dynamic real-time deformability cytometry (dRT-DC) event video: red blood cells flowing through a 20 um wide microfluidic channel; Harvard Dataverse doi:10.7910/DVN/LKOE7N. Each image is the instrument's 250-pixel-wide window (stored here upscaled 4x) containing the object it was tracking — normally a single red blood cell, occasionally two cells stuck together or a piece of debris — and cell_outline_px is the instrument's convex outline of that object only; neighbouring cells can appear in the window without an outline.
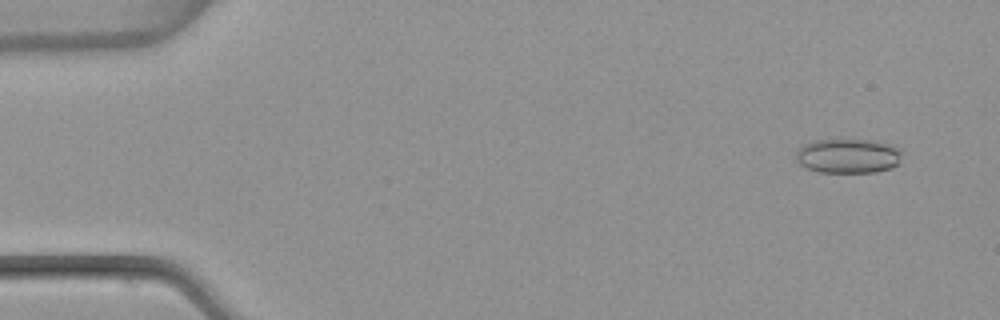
{"species": "common noctule bat (a hibernating species)", "species_latin": "Nyctalus noctula", "temperature_condition": "warm", "stored_images_in_passage": 54, "camera_frame_rate_fps": 3000, "um_per_image_px": 0.085, "animal": {"sex": "female", "body_mass_g": 22.7, "forearm_length_mm": 54.2}, "frame": {"image": 1, "passage_image": 4, "time_ms": 1.0, "image_size_px": [1000, 320], "cell_outline_px": [[900, 156], [896, 164], [892, 168], [876, 172], [820, 172], [804, 168], [796, 160], [796, 152], [804, 144], [816, 140], [876, 140], [896, 144], [900, 148]], "centroid_in_image_um": [72.1, 13.25], "position_along_channel_um": 12.9, "area_um2": 21.5}}
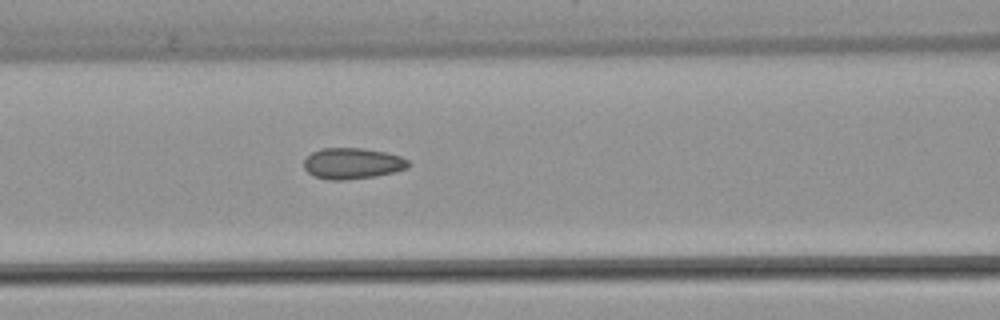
{"frame": {"image": 2, "passage_image": 23, "time_ms": 7.333, "image_size_px": [1000, 320], "cell_outline_px": [[412, 164], [408, 168], [376, 176], [344, 180], [328, 180], [316, 176], [308, 172], [304, 168], [304, 160], [312, 152], [320, 148], [360, 148], [384, 152], [400, 156], [408, 160]], "centroid_in_image_um": [29.96, 13.89], "position_along_channel_um": 136.6, "area_um2": 18.84}}
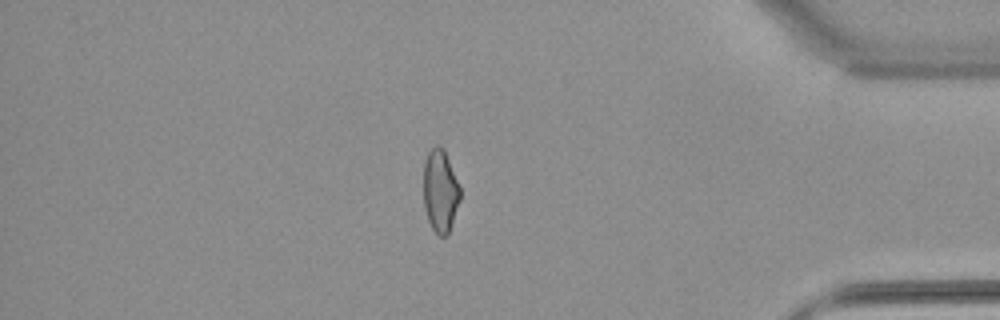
{"frame": {"image": 3, "passage_image": 46, "time_ms": 15.0, "image_size_px": [1000, 320], "cell_outline_px": [[460, 200], [452, 224], [448, 232], [444, 236], [440, 236], [432, 228], [428, 220], [424, 208], [424, 160], [428, 152], [436, 144], [440, 144], [444, 148], [460, 188]], "centroid_in_image_um": [37.42, 16.19], "position_along_channel_um": 397.8, "area_um2": 17.63}, "authors_computed_cell_mechanics": {"area_um2": 18.9873, "velocity_mm_per_s": 3.8565, "shape_relaxation_time_tau1_ms": null, "shape_relaxation_time_tau2_ms": 1.3382, "deformation_change_tau1": null, "deformation_change_tau2": 0.0819}}